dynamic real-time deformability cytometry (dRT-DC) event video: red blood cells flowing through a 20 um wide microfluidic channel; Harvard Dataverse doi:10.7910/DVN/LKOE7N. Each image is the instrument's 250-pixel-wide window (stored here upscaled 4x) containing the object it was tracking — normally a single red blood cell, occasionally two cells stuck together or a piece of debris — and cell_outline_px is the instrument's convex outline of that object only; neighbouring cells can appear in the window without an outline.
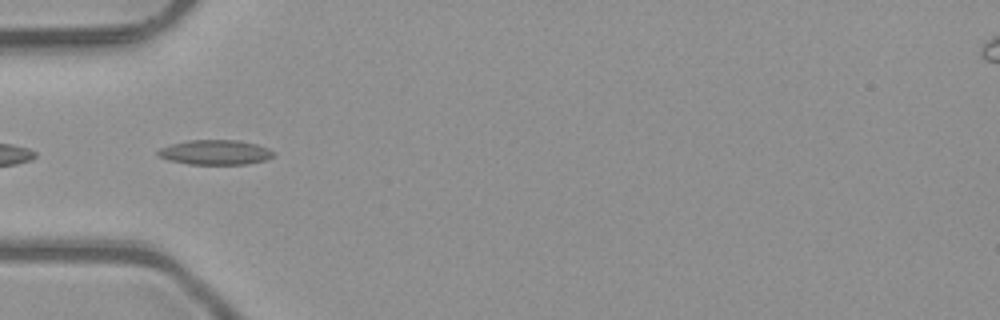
{"species": "common noctule bat (a hibernating species)", "species_latin": "Nyctalus noctula", "temperature_condition": "room temperature", "stored_images_in_passage": 5, "camera_frame_rate_fps": 3000, "um_per_image_px": 0.085, "animal": {"sex": "male", "body_mass_g": 23.1, "forearm_length_mm": 52.7}, "frame": {"image": 1, "passage_image": 5, "time_ms": 1.333, "image_size_px": [1000, 320], "cell_outline_px": [[276, 156], [268, 160], [248, 164], [188, 164], [168, 160], [160, 156], [156, 152], [160, 148], [172, 144], [188, 140], [236, 140], [256, 144], [268, 148]], "centroid_in_image_um": [18.33, 12.95], "position_along_channel_um": 66.7, "area_um2": 16.7}}